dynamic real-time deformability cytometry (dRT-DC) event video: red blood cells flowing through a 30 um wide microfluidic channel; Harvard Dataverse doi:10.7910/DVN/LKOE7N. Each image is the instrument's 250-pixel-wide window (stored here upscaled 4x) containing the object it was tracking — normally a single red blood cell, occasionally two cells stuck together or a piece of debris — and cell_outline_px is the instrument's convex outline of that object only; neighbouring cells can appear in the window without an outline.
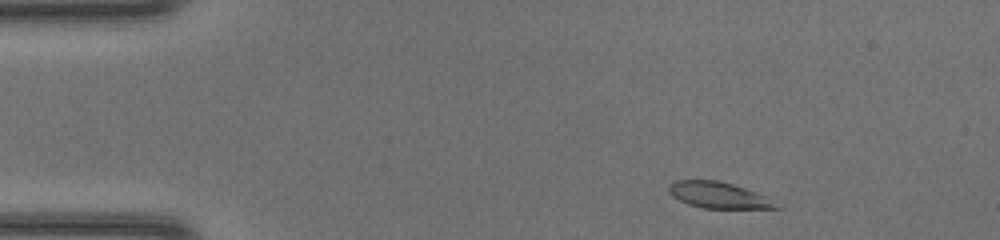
{"species": "common noctule bat (a hibernating species)", "species_latin": "Nyctalus noctula", "temperature_condition": "room temperature", "stored_images_in_passage": 43, "camera_frame_rate_fps": 3000, "um_per_image_px": 0.085, "animal": {"sex": "female", "body_mass_g": 20.0, "forearm_length_mm": 54.0}, "frame": {"image": 1, "passage_image": 2, "time_ms": 0.333, "image_size_px": [1000, 240], "cell_outline_px": [[780, 208], [704, 208], [688, 204], [672, 196], [668, 192], [668, 184], [672, 180], [716, 180], [732, 184], [768, 196]], "centroid_in_image_um": [61.02, 16.57], "position_along_channel_um": 24.0, "area_um2": 16.3}}
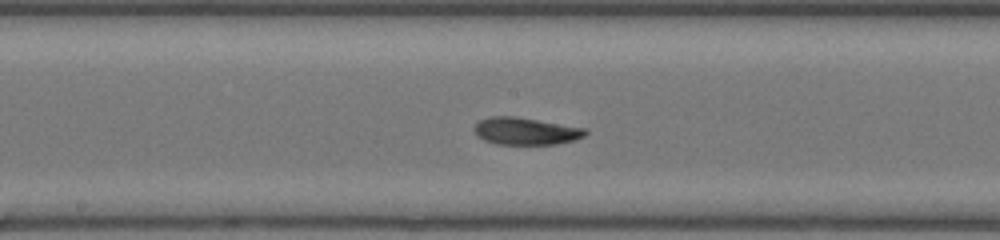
{"frame": {"image": 2, "passage_image": 20, "time_ms": 6.333, "image_size_px": [1000, 240], "cell_outline_px": [[588, 132], [584, 136], [576, 140], [556, 144], [496, 144], [484, 140], [476, 136], [472, 128], [480, 120], [488, 116], [516, 116], [588, 128]], "centroid_in_image_um": [44.69, 11.14], "position_along_channel_um": 203.5, "area_um2": 17.98}}
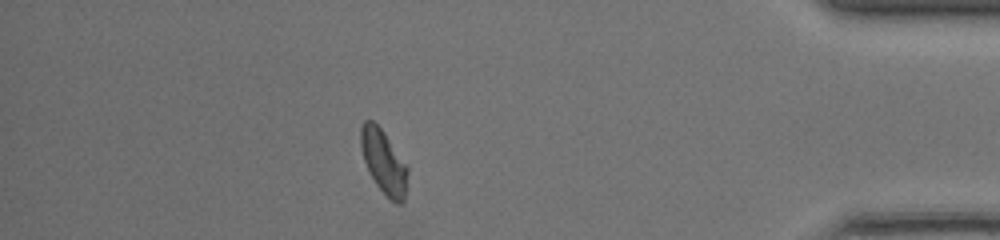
{"frame": {"image": 3, "passage_image": 37, "time_ms": 12.0, "image_size_px": [1000, 240], "cell_outline_px": [[408, 172], [404, 200], [400, 204], [396, 204], [376, 184], [364, 160], [360, 148], [360, 128], [364, 120], [372, 120], [384, 132], [408, 164]], "centroid_in_image_um": [32.63, 13.72], "position_along_channel_um": 402.6, "area_um2": 17.4}, "authors_computed_cell_mechanics": {"area_um2": 17.2822, "velocity_mm_per_s": 4.3106, "shape_relaxation_time_tau1_ms": 7.5745, "shape_relaxation_time_tau2_ms": null, "deformation_change_tau1": 0.2177, "deformation_change_tau2": null}}